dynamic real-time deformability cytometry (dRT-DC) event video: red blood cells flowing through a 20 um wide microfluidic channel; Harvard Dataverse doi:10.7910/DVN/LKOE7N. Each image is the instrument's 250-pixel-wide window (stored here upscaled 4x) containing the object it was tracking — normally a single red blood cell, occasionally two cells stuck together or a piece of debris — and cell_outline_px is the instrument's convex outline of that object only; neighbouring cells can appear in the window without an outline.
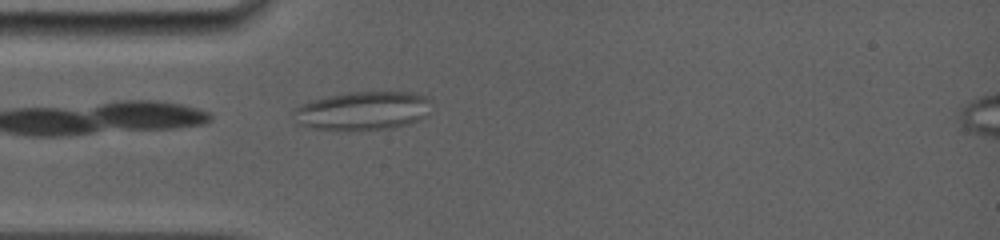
{"species": "common noctule bat (a hibernating species)", "species_latin": "Nyctalus noctula", "temperature_condition": "room temperature", "stored_images_in_passage": 1, "camera_frame_rate_fps": 5000, "um_per_image_px": 0.085, "animal": {"sex": "female", "body_mass_g": 19.0, "forearm_length_mm": 56.7}, "frame": {"image": 1, "passage_image": 1, "time_ms": 0.0, "image_size_px": [1000, 240], "cell_outline_px": [[432, 100], [428, 116], [408, 124], [392, 128], [344, 132], [336, 132], [308, 128], [292, 124], [292, 112], [300, 104], [308, 100], [348, 92], [412, 92], [428, 96]], "centroid_in_image_um": [30.76, 9.45], "position_along_channel_um": 54.2, "area_um2": 32.48}}